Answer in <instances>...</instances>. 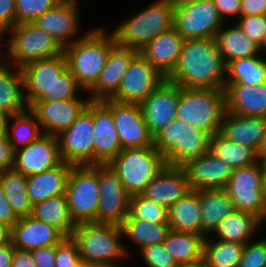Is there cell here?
I'll use <instances>...</instances> for the list:
<instances>
[{
	"label": "cell",
	"instance_id": "cell-1",
	"mask_svg": "<svg viewBox=\"0 0 266 267\" xmlns=\"http://www.w3.org/2000/svg\"><path fill=\"white\" fill-rule=\"evenodd\" d=\"M226 67L215 38L186 39L167 79L181 88L225 89Z\"/></svg>",
	"mask_w": 266,
	"mask_h": 267
},
{
	"label": "cell",
	"instance_id": "cell-2",
	"mask_svg": "<svg viewBox=\"0 0 266 267\" xmlns=\"http://www.w3.org/2000/svg\"><path fill=\"white\" fill-rule=\"evenodd\" d=\"M115 45L113 33L101 26L94 27L83 38L63 48L67 68L85 93L96 84Z\"/></svg>",
	"mask_w": 266,
	"mask_h": 267
},
{
	"label": "cell",
	"instance_id": "cell-3",
	"mask_svg": "<svg viewBox=\"0 0 266 267\" xmlns=\"http://www.w3.org/2000/svg\"><path fill=\"white\" fill-rule=\"evenodd\" d=\"M71 238L77 244L79 255L86 263L124 267L120 261L130 256V250L122 242L123 233L120 226L95 222L81 223L75 227Z\"/></svg>",
	"mask_w": 266,
	"mask_h": 267
},
{
	"label": "cell",
	"instance_id": "cell-4",
	"mask_svg": "<svg viewBox=\"0 0 266 267\" xmlns=\"http://www.w3.org/2000/svg\"><path fill=\"white\" fill-rule=\"evenodd\" d=\"M174 6L155 0L146 8L119 23L112 31L120 47L141 51L152 39L173 28Z\"/></svg>",
	"mask_w": 266,
	"mask_h": 267
},
{
	"label": "cell",
	"instance_id": "cell-5",
	"mask_svg": "<svg viewBox=\"0 0 266 267\" xmlns=\"http://www.w3.org/2000/svg\"><path fill=\"white\" fill-rule=\"evenodd\" d=\"M225 113V89L180 87L176 118L213 136L220 132Z\"/></svg>",
	"mask_w": 266,
	"mask_h": 267
},
{
	"label": "cell",
	"instance_id": "cell-6",
	"mask_svg": "<svg viewBox=\"0 0 266 267\" xmlns=\"http://www.w3.org/2000/svg\"><path fill=\"white\" fill-rule=\"evenodd\" d=\"M211 136L181 119L172 120L154 136V147L169 166H183L187 161L207 153Z\"/></svg>",
	"mask_w": 266,
	"mask_h": 267
},
{
	"label": "cell",
	"instance_id": "cell-7",
	"mask_svg": "<svg viewBox=\"0 0 266 267\" xmlns=\"http://www.w3.org/2000/svg\"><path fill=\"white\" fill-rule=\"evenodd\" d=\"M108 165L132 196L141 194L167 164L164 156L151 146L125 148Z\"/></svg>",
	"mask_w": 266,
	"mask_h": 267
},
{
	"label": "cell",
	"instance_id": "cell-8",
	"mask_svg": "<svg viewBox=\"0 0 266 267\" xmlns=\"http://www.w3.org/2000/svg\"><path fill=\"white\" fill-rule=\"evenodd\" d=\"M73 222L96 223L99 205L98 164L72 166L65 191Z\"/></svg>",
	"mask_w": 266,
	"mask_h": 267
},
{
	"label": "cell",
	"instance_id": "cell-9",
	"mask_svg": "<svg viewBox=\"0 0 266 267\" xmlns=\"http://www.w3.org/2000/svg\"><path fill=\"white\" fill-rule=\"evenodd\" d=\"M10 33L11 64L17 68L63 52V48L51 35L33 23L16 24Z\"/></svg>",
	"mask_w": 266,
	"mask_h": 267
},
{
	"label": "cell",
	"instance_id": "cell-10",
	"mask_svg": "<svg viewBox=\"0 0 266 267\" xmlns=\"http://www.w3.org/2000/svg\"><path fill=\"white\" fill-rule=\"evenodd\" d=\"M224 23L212 0H194L174 7L173 28L185 40L215 38Z\"/></svg>",
	"mask_w": 266,
	"mask_h": 267
},
{
	"label": "cell",
	"instance_id": "cell-11",
	"mask_svg": "<svg viewBox=\"0 0 266 267\" xmlns=\"http://www.w3.org/2000/svg\"><path fill=\"white\" fill-rule=\"evenodd\" d=\"M262 173L259 161L246 167L235 168L224 189L235 210L251 213L261 221L266 215V203L261 190Z\"/></svg>",
	"mask_w": 266,
	"mask_h": 267
},
{
	"label": "cell",
	"instance_id": "cell-12",
	"mask_svg": "<svg viewBox=\"0 0 266 267\" xmlns=\"http://www.w3.org/2000/svg\"><path fill=\"white\" fill-rule=\"evenodd\" d=\"M92 100L72 125L57 136L61 160L73 166L93 165Z\"/></svg>",
	"mask_w": 266,
	"mask_h": 267
},
{
	"label": "cell",
	"instance_id": "cell-13",
	"mask_svg": "<svg viewBox=\"0 0 266 267\" xmlns=\"http://www.w3.org/2000/svg\"><path fill=\"white\" fill-rule=\"evenodd\" d=\"M166 79L138 53L123 75L117 92L110 99L118 103L140 105Z\"/></svg>",
	"mask_w": 266,
	"mask_h": 267
},
{
	"label": "cell",
	"instance_id": "cell-14",
	"mask_svg": "<svg viewBox=\"0 0 266 267\" xmlns=\"http://www.w3.org/2000/svg\"><path fill=\"white\" fill-rule=\"evenodd\" d=\"M98 187L96 223L121 226L129 214L131 195L108 164H98Z\"/></svg>",
	"mask_w": 266,
	"mask_h": 267
},
{
	"label": "cell",
	"instance_id": "cell-15",
	"mask_svg": "<svg viewBox=\"0 0 266 267\" xmlns=\"http://www.w3.org/2000/svg\"><path fill=\"white\" fill-rule=\"evenodd\" d=\"M78 5V0H62L54 8L39 16L33 24L51 35L64 48L87 34L82 37L78 35L81 27Z\"/></svg>",
	"mask_w": 266,
	"mask_h": 267
},
{
	"label": "cell",
	"instance_id": "cell-16",
	"mask_svg": "<svg viewBox=\"0 0 266 267\" xmlns=\"http://www.w3.org/2000/svg\"><path fill=\"white\" fill-rule=\"evenodd\" d=\"M93 165L108 164L123 149L112 118V100H92Z\"/></svg>",
	"mask_w": 266,
	"mask_h": 267
},
{
	"label": "cell",
	"instance_id": "cell-17",
	"mask_svg": "<svg viewBox=\"0 0 266 267\" xmlns=\"http://www.w3.org/2000/svg\"><path fill=\"white\" fill-rule=\"evenodd\" d=\"M84 99L35 101L29 108L35 113L43 134L57 137L67 130L90 102Z\"/></svg>",
	"mask_w": 266,
	"mask_h": 267
},
{
	"label": "cell",
	"instance_id": "cell-18",
	"mask_svg": "<svg viewBox=\"0 0 266 267\" xmlns=\"http://www.w3.org/2000/svg\"><path fill=\"white\" fill-rule=\"evenodd\" d=\"M112 118L122 149L154 146L140 105L112 101Z\"/></svg>",
	"mask_w": 266,
	"mask_h": 267
},
{
	"label": "cell",
	"instance_id": "cell-19",
	"mask_svg": "<svg viewBox=\"0 0 266 267\" xmlns=\"http://www.w3.org/2000/svg\"><path fill=\"white\" fill-rule=\"evenodd\" d=\"M61 162L58 138L43 134L26 147L15 150L12 169L30 176L52 169Z\"/></svg>",
	"mask_w": 266,
	"mask_h": 267
},
{
	"label": "cell",
	"instance_id": "cell-20",
	"mask_svg": "<svg viewBox=\"0 0 266 267\" xmlns=\"http://www.w3.org/2000/svg\"><path fill=\"white\" fill-rule=\"evenodd\" d=\"M180 86L166 79L141 104L144 121L154 137L176 119Z\"/></svg>",
	"mask_w": 266,
	"mask_h": 267
},
{
	"label": "cell",
	"instance_id": "cell-21",
	"mask_svg": "<svg viewBox=\"0 0 266 267\" xmlns=\"http://www.w3.org/2000/svg\"><path fill=\"white\" fill-rule=\"evenodd\" d=\"M192 191L225 189L233 168L210 151L181 166Z\"/></svg>",
	"mask_w": 266,
	"mask_h": 267
},
{
	"label": "cell",
	"instance_id": "cell-22",
	"mask_svg": "<svg viewBox=\"0 0 266 267\" xmlns=\"http://www.w3.org/2000/svg\"><path fill=\"white\" fill-rule=\"evenodd\" d=\"M67 67L64 53L31 62L21 68L24 81V96L28 106L42 94H49L53 80Z\"/></svg>",
	"mask_w": 266,
	"mask_h": 267
},
{
	"label": "cell",
	"instance_id": "cell-23",
	"mask_svg": "<svg viewBox=\"0 0 266 267\" xmlns=\"http://www.w3.org/2000/svg\"><path fill=\"white\" fill-rule=\"evenodd\" d=\"M138 53L139 51L135 49L120 47L116 44L110 50L96 84L87 93L90 100L103 101L110 99L117 92L123 75Z\"/></svg>",
	"mask_w": 266,
	"mask_h": 267
},
{
	"label": "cell",
	"instance_id": "cell-24",
	"mask_svg": "<svg viewBox=\"0 0 266 267\" xmlns=\"http://www.w3.org/2000/svg\"><path fill=\"white\" fill-rule=\"evenodd\" d=\"M189 191V181L180 166L166 165L141 193L145 198L170 208Z\"/></svg>",
	"mask_w": 266,
	"mask_h": 267
},
{
	"label": "cell",
	"instance_id": "cell-25",
	"mask_svg": "<svg viewBox=\"0 0 266 267\" xmlns=\"http://www.w3.org/2000/svg\"><path fill=\"white\" fill-rule=\"evenodd\" d=\"M65 236L54 226L39 221L32 216L19 218L11 227V243L21 250L58 245Z\"/></svg>",
	"mask_w": 266,
	"mask_h": 267
},
{
	"label": "cell",
	"instance_id": "cell-26",
	"mask_svg": "<svg viewBox=\"0 0 266 267\" xmlns=\"http://www.w3.org/2000/svg\"><path fill=\"white\" fill-rule=\"evenodd\" d=\"M220 133L227 139L260 154L266 139V117L238 116L226 111Z\"/></svg>",
	"mask_w": 266,
	"mask_h": 267
},
{
	"label": "cell",
	"instance_id": "cell-27",
	"mask_svg": "<svg viewBox=\"0 0 266 267\" xmlns=\"http://www.w3.org/2000/svg\"><path fill=\"white\" fill-rule=\"evenodd\" d=\"M184 41L171 28L152 39L139 53L167 78L178 64Z\"/></svg>",
	"mask_w": 266,
	"mask_h": 267
},
{
	"label": "cell",
	"instance_id": "cell-28",
	"mask_svg": "<svg viewBox=\"0 0 266 267\" xmlns=\"http://www.w3.org/2000/svg\"><path fill=\"white\" fill-rule=\"evenodd\" d=\"M226 111L238 116L266 117V83L225 84Z\"/></svg>",
	"mask_w": 266,
	"mask_h": 267
},
{
	"label": "cell",
	"instance_id": "cell-29",
	"mask_svg": "<svg viewBox=\"0 0 266 267\" xmlns=\"http://www.w3.org/2000/svg\"><path fill=\"white\" fill-rule=\"evenodd\" d=\"M72 166L62 161L52 169L27 176V193L30 203L34 205L50 197L65 194Z\"/></svg>",
	"mask_w": 266,
	"mask_h": 267
},
{
	"label": "cell",
	"instance_id": "cell-30",
	"mask_svg": "<svg viewBox=\"0 0 266 267\" xmlns=\"http://www.w3.org/2000/svg\"><path fill=\"white\" fill-rule=\"evenodd\" d=\"M261 226L262 221L255 215L234 210L231 214L226 216L213 231V238L212 236L210 237L211 239L219 241L246 244L255 240V237H258V234L255 233L259 231Z\"/></svg>",
	"mask_w": 266,
	"mask_h": 267
},
{
	"label": "cell",
	"instance_id": "cell-31",
	"mask_svg": "<svg viewBox=\"0 0 266 267\" xmlns=\"http://www.w3.org/2000/svg\"><path fill=\"white\" fill-rule=\"evenodd\" d=\"M202 236H213L220 222L235 208L224 189L199 191ZM210 234V235H209Z\"/></svg>",
	"mask_w": 266,
	"mask_h": 267
},
{
	"label": "cell",
	"instance_id": "cell-32",
	"mask_svg": "<svg viewBox=\"0 0 266 267\" xmlns=\"http://www.w3.org/2000/svg\"><path fill=\"white\" fill-rule=\"evenodd\" d=\"M13 67L12 64L0 67V112L8 117L29 107L24 96L22 70Z\"/></svg>",
	"mask_w": 266,
	"mask_h": 267
},
{
	"label": "cell",
	"instance_id": "cell-33",
	"mask_svg": "<svg viewBox=\"0 0 266 267\" xmlns=\"http://www.w3.org/2000/svg\"><path fill=\"white\" fill-rule=\"evenodd\" d=\"M227 22L216 33L215 40L226 66L240 58L259 55L260 48L257 43L250 40L246 34L235 24L228 26Z\"/></svg>",
	"mask_w": 266,
	"mask_h": 267
},
{
	"label": "cell",
	"instance_id": "cell-34",
	"mask_svg": "<svg viewBox=\"0 0 266 267\" xmlns=\"http://www.w3.org/2000/svg\"><path fill=\"white\" fill-rule=\"evenodd\" d=\"M170 230L202 235L199 191H189L168 208Z\"/></svg>",
	"mask_w": 266,
	"mask_h": 267
},
{
	"label": "cell",
	"instance_id": "cell-35",
	"mask_svg": "<svg viewBox=\"0 0 266 267\" xmlns=\"http://www.w3.org/2000/svg\"><path fill=\"white\" fill-rule=\"evenodd\" d=\"M33 218L54 226L65 237H71L77 226L70 215L66 195L50 197L32 205L31 215Z\"/></svg>",
	"mask_w": 266,
	"mask_h": 267
},
{
	"label": "cell",
	"instance_id": "cell-36",
	"mask_svg": "<svg viewBox=\"0 0 266 267\" xmlns=\"http://www.w3.org/2000/svg\"><path fill=\"white\" fill-rule=\"evenodd\" d=\"M205 237L202 235L170 230L163 245L178 265L194 262L203 257Z\"/></svg>",
	"mask_w": 266,
	"mask_h": 267
},
{
	"label": "cell",
	"instance_id": "cell-37",
	"mask_svg": "<svg viewBox=\"0 0 266 267\" xmlns=\"http://www.w3.org/2000/svg\"><path fill=\"white\" fill-rule=\"evenodd\" d=\"M6 134L14 150L36 141L43 132L35 113L28 107L7 118Z\"/></svg>",
	"mask_w": 266,
	"mask_h": 267
},
{
	"label": "cell",
	"instance_id": "cell-38",
	"mask_svg": "<svg viewBox=\"0 0 266 267\" xmlns=\"http://www.w3.org/2000/svg\"><path fill=\"white\" fill-rule=\"evenodd\" d=\"M209 151L233 169L252 165L259 159L254 149L235 143L220 132L211 136Z\"/></svg>",
	"mask_w": 266,
	"mask_h": 267
},
{
	"label": "cell",
	"instance_id": "cell-39",
	"mask_svg": "<svg viewBox=\"0 0 266 267\" xmlns=\"http://www.w3.org/2000/svg\"><path fill=\"white\" fill-rule=\"evenodd\" d=\"M266 83V58L253 55L236 59L226 67L225 84L258 85Z\"/></svg>",
	"mask_w": 266,
	"mask_h": 267
},
{
	"label": "cell",
	"instance_id": "cell-40",
	"mask_svg": "<svg viewBox=\"0 0 266 267\" xmlns=\"http://www.w3.org/2000/svg\"><path fill=\"white\" fill-rule=\"evenodd\" d=\"M123 238L133 241L138 250L145 246L160 244L170 231L168 224H155L148 221L133 218L130 214L126 216L120 226Z\"/></svg>",
	"mask_w": 266,
	"mask_h": 267
},
{
	"label": "cell",
	"instance_id": "cell-41",
	"mask_svg": "<svg viewBox=\"0 0 266 267\" xmlns=\"http://www.w3.org/2000/svg\"><path fill=\"white\" fill-rule=\"evenodd\" d=\"M0 185L16 217L31 215L32 204L27 193V176L13 169L0 172Z\"/></svg>",
	"mask_w": 266,
	"mask_h": 267
},
{
	"label": "cell",
	"instance_id": "cell-42",
	"mask_svg": "<svg viewBox=\"0 0 266 267\" xmlns=\"http://www.w3.org/2000/svg\"><path fill=\"white\" fill-rule=\"evenodd\" d=\"M245 244L211 239L204 241L203 258L208 267H238Z\"/></svg>",
	"mask_w": 266,
	"mask_h": 267
},
{
	"label": "cell",
	"instance_id": "cell-43",
	"mask_svg": "<svg viewBox=\"0 0 266 267\" xmlns=\"http://www.w3.org/2000/svg\"><path fill=\"white\" fill-rule=\"evenodd\" d=\"M129 214L133 218L151 223L168 224V209L141 194L130 197Z\"/></svg>",
	"mask_w": 266,
	"mask_h": 267
},
{
	"label": "cell",
	"instance_id": "cell-44",
	"mask_svg": "<svg viewBox=\"0 0 266 267\" xmlns=\"http://www.w3.org/2000/svg\"><path fill=\"white\" fill-rule=\"evenodd\" d=\"M84 90L66 67L52 82L49 94H42L36 101L82 99L79 92ZM79 94V95H78Z\"/></svg>",
	"mask_w": 266,
	"mask_h": 267
},
{
	"label": "cell",
	"instance_id": "cell-45",
	"mask_svg": "<svg viewBox=\"0 0 266 267\" xmlns=\"http://www.w3.org/2000/svg\"><path fill=\"white\" fill-rule=\"evenodd\" d=\"M62 0H16V24L33 23Z\"/></svg>",
	"mask_w": 266,
	"mask_h": 267
},
{
	"label": "cell",
	"instance_id": "cell-46",
	"mask_svg": "<svg viewBox=\"0 0 266 267\" xmlns=\"http://www.w3.org/2000/svg\"><path fill=\"white\" fill-rule=\"evenodd\" d=\"M82 263L77 244L71 237L55 245V267H81Z\"/></svg>",
	"mask_w": 266,
	"mask_h": 267
},
{
	"label": "cell",
	"instance_id": "cell-47",
	"mask_svg": "<svg viewBox=\"0 0 266 267\" xmlns=\"http://www.w3.org/2000/svg\"><path fill=\"white\" fill-rule=\"evenodd\" d=\"M147 267H178L176 260L167 252L163 243L145 246L138 250Z\"/></svg>",
	"mask_w": 266,
	"mask_h": 267
},
{
	"label": "cell",
	"instance_id": "cell-48",
	"mask_svg": "<svg viewBox=\"0 0 266 267\" xmlns=\"http://www.w3.org/2000/svg\"><path fill=\"white\" fill-rule=\"evenodd\" d=\"M238 267H266V236L244 245Z\"/></svg>",
	"mask_w": 266,
	"mask_h": 267
},
{
	"label": "cell",
	"instance_id": "cell-49",
	"mask_svg": "<svg viewBox=\"0 0 266 267\" xmlns=\"http://www.w3.org/2000/svg\"><path fill=\"white\" fill-rule=\"evenodd\" d=\"M237 21L236 25L246 36L260 46L266 30V15L240 16Z\"/></svg>",
	"mask_w": 266,
	"mask_h": 267
},
{
	"label": "cell",
	"instance_id": "cell-50",
	"mask_svg": "<svg viewBox=\"0 0 266 267\" xmlns=\"http://www.w3.org/2000/svg\"><path fill=\"white\" fill-rule=\"evenodd\" d=\"M16 25V0H0V29Z\"/></svg>",
	"mask_w": 266,
	"mask_h": 267
},
{
	"label": "cell",
	"instance_id": "cell-51",
	"mask_svg": "<svg viewBox=\"0 0 266 267\" xmlns=\"http://www.w3.org/2000/svg\"><path fill=\"white\" fill-rule=\"evenodd\" d=\"M15 150L7 134L0 135V172L13 168Z\"/></svg>",
	"mask_w": 266,
	"mask_h": 267
},
{
	"label": "cell",
	"instance_id": "cell-52",
	"mask_svg": "<svg viewBox=\"0 0 266 267\" xmlns=\"http://www.w3.org/2000/svg\"><path fill=\"white\" fill-rule=\"evenodd\" d=\"M217 8L219 16L226 23L227 19L241 16V0H212Z\"/></svg>",
	"mask_w": 266,
	"mask_h": 267
},
{
	"label": "cell",
	"instance_id": "cell-53",
	"mask_svg": "<svg viewBox=\"0 0 266 267\" xmlns=\"http://www.w3.org/2000/svg\"><path fill=\"white\" fill-rule=\"evenodd\" d=\"M37 267H55V245L31 250Z\"/></svg>",
	"mask_w": 266,
	"mask_h": 267
},
{
	"label": "cell",
	"instance_id": "cell-54",
	"mask_svg": "<svg viewBox=\"0 0 266 267\" xmlns=\"http://www.w3.org/2000/svg\"><path fill=\"white\" fill-rule=\"evenodd\" d=\"M18 221V218L12 211L11 205L6 198V194L0 185V223H3L10 228Z\"/></svg>",
	"mask_w": 266,
	"mask_h": 267
},
{
	"label": "cell",
	"instance_id": "cell-55",
	"mask_svg": "<svg viewBox=\"0 0 266 267\" xmlns=\"http://www.w3.org/2000/svg\"><path fill=\"white\" fill-rule=\"evenodd\" d=\"M266 15V0H241V16Z\"/></svg>",
	"mask_w": 266,
	"mask_h": 267
},
{
	"label": "cell",
	"instance_id": "cell-56",
	"mask_svg": "<svg viewBox=\"0 0 266 267\" xmlns=\"http://www.w3.org/2000/svg\"><path fill=\"white\" fill-rule=\"evenodd\" d=\"M12 267H37L31 251L14 249Z\"/></svg>",
	"mask_w": 266,
	"mask_h": 267
},
{
	"label": "cell",
	"instance_id": "cell-57",
	"mask_svg": "<svg viewBox=\"0 0 266 267\" xmlns=\"http://www.w3.org/2000/svg\"><path fill=\"white\" fill-rule=\"evenodd\" d=\"M7 33L11 34L10 30L0 29V67L11 64V36H9L8 39H6L7 44L5 45V51H4V47H3V50H1L2 48L1 46L3 45L1 44L3 43L1 42V40L2 41L4 40L2 37Z\"/></svg>",
	"mask_w": 266,
	"mask_h": 267
},
{
	"label": "cell",
	"instance_id": "cell-58",
	"mask_svg": "<svg viewBox=\"0 0 266 267\" xmlns=\"http://www.w3.org/2000/svg\"><path fill=\"white\" fill-rule=\"evenodd\" d=\"M14 249L12 243L0 246V267H12Z\"/></svg>",
	"mask_w": 266,
	"mask_h": 267
},
{
	"label": "cell",
	"instance_id": "cell-59",
	"mask_svg": "<svg viewBox=\"0 0 266 267\" xmlns=\"http://www.w3.org/2000/svg\"><path fill=\"white\" fill-rule=\"evenodd\" d=\"M11 243V228L0 223V246Z\"/></svg>",
	"mask_w": 266,
	"mask_h": 267
},
{
	"label": "cell",
	"instance_id": "cell-60",
	"mask_svg": "<svg viewBox=\"0 0 266 267\" xmlns=\"http://www.w3.org/2000/svg\"><path fill=\"white\" fill-rule=\"evenodd\" d=\"M178 267H208L204 258H200L194 262H189V263H185V264H181Z\"/></svg>",
	"mask_w": 266,
	"mask_h": 267
},
{
	"label": "cell",
	"instance_id": "cell-61",
	"mask_svg": "<svg viewBox=\"0 0 266 267\" xmlns=\"http://www.w3.org/2000/svg\"><path fill=\"white\" fill-rule=\"evenodd\" d=\"M7 118H8V116H6L4 113L0 112V135L6 133Z\"/></svg>",
	"mask_w": 266,
	"mask_h": 267
},
{
	"label": "cell",
	"instance_id": "cell-62",
	"mask_svg": "<svg viewBox=\"0 0 266 267\" xmlns=\"http://www.w3.org/2000/svg\"><path fill=\"white\" fill-rule=\"evenodd\" d=\"M261 190H262L263 199H264V201L266 203V172L262 173Z\"/></svg>",
	"mask_w": 266,
	"mask_h": 267
},
{
	"label": "cell",
	"instance_id": "cell-63",
	"mask_svg": "<svg viewBox=\"0 0 266 267\" xmlns=\"http://www.w3.org/2000/svg\"><path fill=\"white\" fill-rule=\"evenodd\" d=\"M81 267H114V266L104 264V263H86V262H83Z\"/></svg>",
	"mask_w": 266,
	"mask_h": 267
},
{
	"label": "cell",
	"instance_id": "cell-64",
	"mask_svg": "<svg viewBox=\"0 0 266 267\" xmlns=\"http://www.w3.org/2000/svg\"><path fill=\"white\" fill-rule=\"evenodd\" d=\"M258 161L261 165L262 171L266 172V154H259Z\"/></svg>",
	"mask_w": 266,
	"mask_h": 267
},
{
	"label": "cell",
	"instance_id": "cell-65",
	"mask_svg": "<svg viewBox=\"0 0 266 267\" xmlns=\"http://www.w3.org/2000/svg\"><path fill=\"white\" fill-rule=\"evenodd\" d=\"M259 48H260V52H262V53L266 52V30L263 34V38H262V41H261Z\"/></svg>",
	"mask_w": 266,
	"mask_h": 267
},
{
	"label": "cell",
	"instance_id": "cell-66",
	"mask_svg": "<svg viewBox=\"0 0 266 267\" xmlns=\"http://www.w3.org/2000/svg\"><path fill=\"white\" fill-rule=\"evenodd\" d=\"M170 2L174 7L181 5L183 3L189 2V1H194V0H167Z\"/></svg>",
	"mask_w": 266,
	"mask_h": 267
},
{
	"label": "cell",
	"instance_id": "cell-67",
	"mask_svg": "<svg viewBox=\"0 0 266 267\" xmlns=\"http://www.w3.org/2000/svg\"><path fill=\"white\" fill-rule=\"evenodd\" d=\"M260 154H266V139H265V143H264V146H263Z\"/></svg>",
	"mask_w": 266,
	"mask_h": 267
},
{
	"label": "cell",
	"instance_id": "cell-68",
	"mask_svg": "<svg viewBox=\"0 0 266 267\" xmlns=\"http://www.w3.org/2000/svg\"><path fill=\"white\" fill-rule=\"evenodd\" d=\"M265 222H266V215H265L264 219L262 220V225H263V223L265 224Z\"/></svg>",
	"mask_w": 266,
	"mask_h": 267
}]
</instances>
